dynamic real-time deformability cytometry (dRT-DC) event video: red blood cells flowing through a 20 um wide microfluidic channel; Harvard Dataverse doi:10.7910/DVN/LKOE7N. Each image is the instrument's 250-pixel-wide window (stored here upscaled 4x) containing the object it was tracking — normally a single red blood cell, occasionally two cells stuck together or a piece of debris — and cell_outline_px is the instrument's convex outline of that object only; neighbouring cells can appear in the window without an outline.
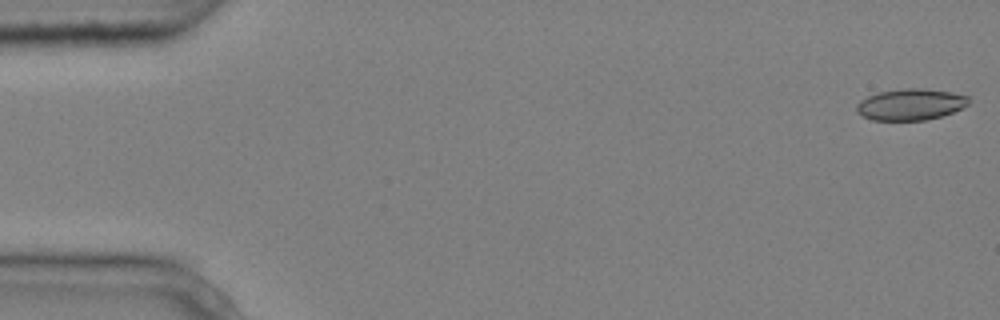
{"species": "common noctule bat (a hibernating species)", "species_latin": "Nyctalus noctula", "temperature_condition": "cold", "stored_images_in_passage": 6, "camera_frame_rate_fps": 3000, "um_per_image_px": 0.085, "animal": {"sex": "male", "body_mass_g": 20.4}, "frame": {"image": 1, "passage_image": 1, "time_ms": 0.0, "image_size_px": [1000, 320], "cell_outline_px": [[968, 104], [952, 112], [940, 116], [924, 120], [872, 120], [856, 112], [856, 104], [860, 100], [868, 96], [880, 92], [908, 88], [920, 88], [952, 92], [968, 96]], "centroid_in_image_um": [77.37, 8.88], "position_along_channel_um": 7.6, "area_um2": 20.23}}